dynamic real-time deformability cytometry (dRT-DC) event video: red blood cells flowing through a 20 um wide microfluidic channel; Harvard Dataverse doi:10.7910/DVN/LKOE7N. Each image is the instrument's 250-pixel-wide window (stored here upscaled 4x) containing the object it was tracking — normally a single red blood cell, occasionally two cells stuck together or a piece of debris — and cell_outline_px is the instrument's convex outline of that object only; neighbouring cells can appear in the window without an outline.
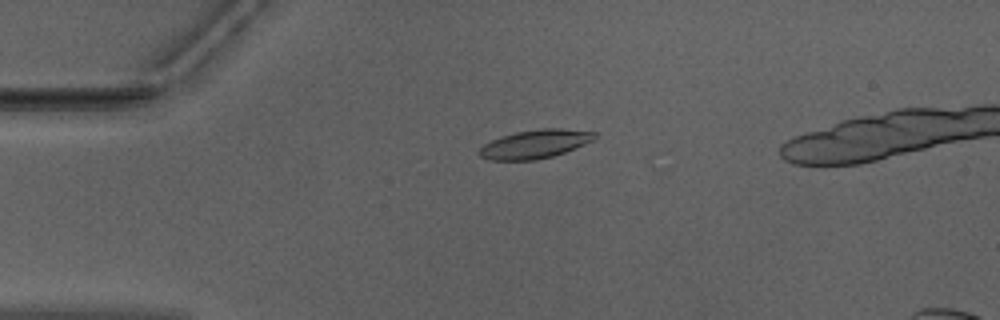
{"species": "Egyptian fruit bat (a non-hibernating species)", "species_latin": "Rousettus aegyptiacus", "temperature_condition": "warm", "stored_images_in_passage": 17, "camera_frame_rate_fps": 3000, "um_per_image_px": 0.085, "animal": {"sex": "male"}, "frame": {"image": 1, "passage_image": 1, "time_ms": 0.0, "image_size_px": [1000, 320], "cell_outline_px": [[596, 136], [592, 140], [584, 144], [564, 152], [552, 156], [536, 160], [492, 160], [480, 156], [476, 152], [484, 144], [500, 136], [516, 132], [540, 128], [560, 128], [596, 132]], "centroid_in_image_um": [45.44, 12.24], "position_along_channel_um": 39.6, "area_um2": 19.13}}
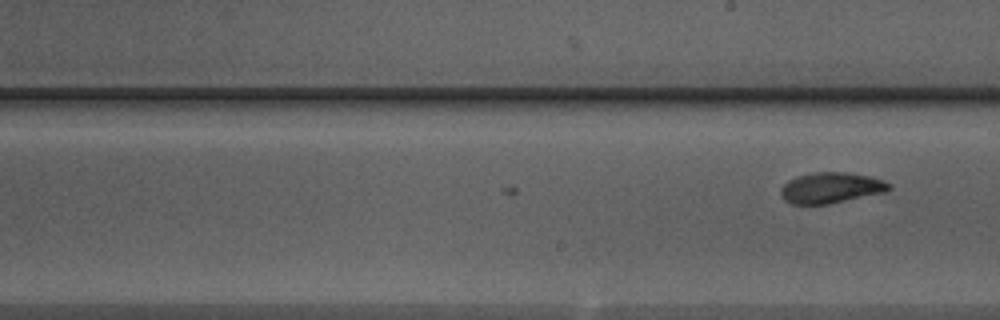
{"frame": {"image": 2, "passage_image": 17, "time_ms": 5.333, "image_size_px": [1000, 320], "cell_outline_px": [[892, 188], [888, 192], [828, 204], [792, 204], [784, 200], [780, 192], [780, 188], [788, 180], [796, 176], [816, 172], [848, 172], [868, 176], [884, 180], [892, 184]], "centroid_in_image_um": [70.67, 15.96], "position_along_channel_um": 218.3, "area_um2": 19.65}}